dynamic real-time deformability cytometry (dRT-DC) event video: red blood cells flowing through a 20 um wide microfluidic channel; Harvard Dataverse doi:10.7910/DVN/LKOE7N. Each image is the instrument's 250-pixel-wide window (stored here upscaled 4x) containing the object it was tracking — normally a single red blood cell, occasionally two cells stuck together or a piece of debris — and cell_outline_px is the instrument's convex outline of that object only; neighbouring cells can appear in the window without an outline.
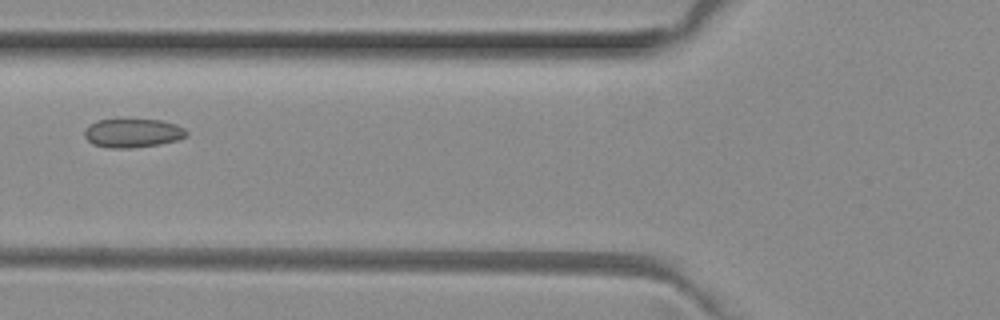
{"species": "common noctule bat (a hibernating species)", "species_latin": "Nyctalus noctula", "temperature_condition": "room temperature", "stored_images_in_passage": 5, "camera_frame_rate_fps": 3000, "um_per_image_px": 0.085, "animal": {"sex": "female", "body_mass_g": 29.2, "forearm_length_mm": 56.3}, "frame": {"image": 1, "passage_image": 5, "time_ms": 1.333, "image_size_px": [1000, 320], "cell_outline_px": [[188, 136], [176, 140], [160, 144], [132, 148], [108, 148], [92, 144], [84, 136], [84, 132], [96, 120], [160, 120], [176, 124], [184, 128], [188, 132]], "centroid_in_image_um": [11.31, 11.32], "position_along_channel_um": 114.5, "area_um2": 16.99}}